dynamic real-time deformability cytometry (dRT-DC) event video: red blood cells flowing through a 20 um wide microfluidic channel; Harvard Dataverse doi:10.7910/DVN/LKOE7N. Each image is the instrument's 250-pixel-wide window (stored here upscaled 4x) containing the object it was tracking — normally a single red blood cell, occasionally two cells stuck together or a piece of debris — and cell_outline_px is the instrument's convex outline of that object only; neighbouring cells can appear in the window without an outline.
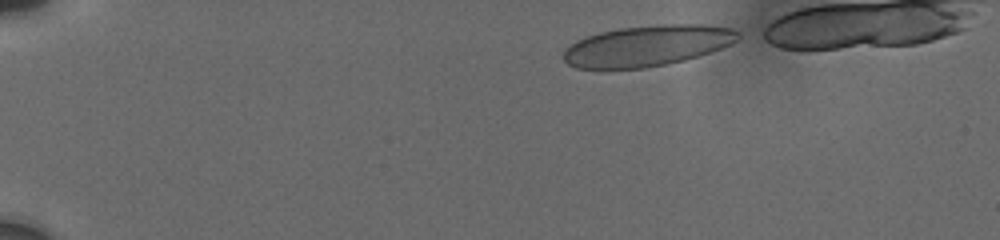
{"species": "human", "species_latin": "Homo sapiens", "temperature_condition": "cold", "stored_images_in_passage": 25, "camera_frame_rate_fps": 3000, "um_per_image_px": 0.085, "donor": {"sex": "male"}, "frame": {"image": 1, "passage_image": 1, "time_ms": 0.0, "image_size_px": [1000, 240], "cell_outline_px": [[740, 36], [732, 44], [684, 60], [668, 64], [644, 68], [576, 68], [568, 64], [564, 60], [564, 52], [576, 40], [600, 32], [620, 28], [660, 24], [704, 24], [732, 28], [740, 32]], "centroid_in_image_um": [55.05, 3.88], "position_along_channel_um": 30.0, "area_um2": 41.27}}
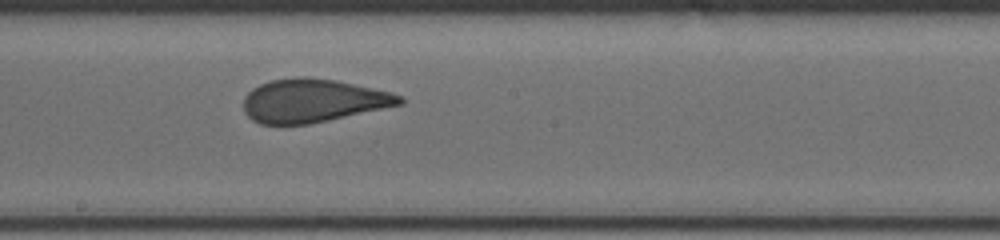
{"frame": {"image": 2, "passage_image": 10, "time_ms": 7.667, "image_size_px": [1000, 240], "cell_outline_px": [[404, 104], [328, 120], [308, 124], [260, 124], [252, 120], [244, 112], [244, 96], [252, 88], [260, 84], [272, 80], [296, 76], [308, 76], [336, 80], [392, 92], [404, 96]], "centroid_in_image_um": [26.61, 8.54], "position_along_channel_um": 221.6, "area_um2": 39.65}}
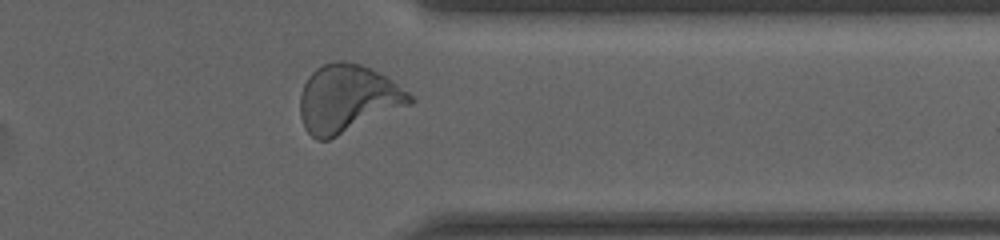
{"frame": {"image": 3, "passage_image": 19, "time_ms": 12.0, "image_size_px": [1000, 240], "cell_outline_px": [[416, 100], [412, 104], [328, 140], [316, 140], [304, 128], [300, 116], [300, 96], [304, 84], [308, 76], [316, 68], [332, 60], [344, 60], [360, 64], [372, 68], [392, 80], [408, 92]], "centroid_in_image_um": [29.53, 8.37], "position_along_channel_um": 381.9, "area_um2": 43.52}}